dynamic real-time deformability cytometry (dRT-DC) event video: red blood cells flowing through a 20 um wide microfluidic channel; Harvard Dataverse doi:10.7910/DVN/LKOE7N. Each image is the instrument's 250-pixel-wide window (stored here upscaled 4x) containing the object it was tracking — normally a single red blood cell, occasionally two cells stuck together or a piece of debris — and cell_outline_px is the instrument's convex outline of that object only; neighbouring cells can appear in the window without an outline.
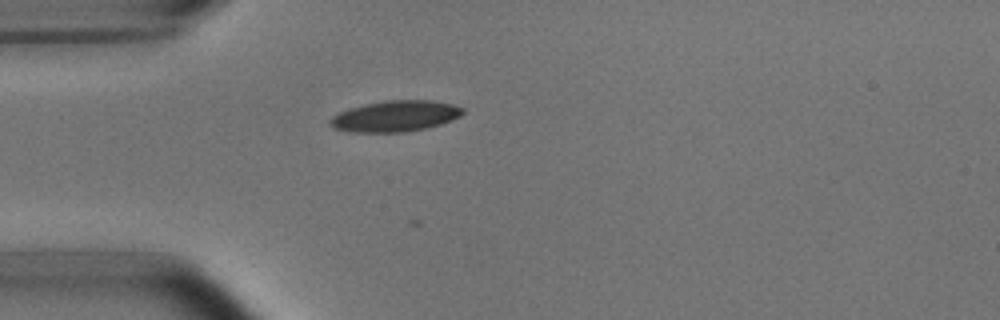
{"species": "common noctule bat (a hibernating species)", "species_latin": "Nyctalus noctula", "temperature_condition": "room temperature", "stored_images_in_passage": 17, "camera_frame_rate_fps": 3000, "um_per_image_px": 0.085, "animal": {"sex": "male", "body_mass_g": 15.6}, "frame": {"image": 1, "passage_image": 1, "time_ms": 0.0, "image_size_px": [1000, 320], "cell_outline_px": [[464, 112], [460, 116], [452, 120], [440, 124], [424, 128], [404, 132], [352, 132], [336, 128], [328, 124], [328, 120], [332, 116], [340, 112], [364, 104], [384, 100], [432, 100], [452, 104], [464, 108]], "centroid_in_image_um": [33.6, 9.86], "position_along_channel_um": 51.4, "area_um2": 23.87}}
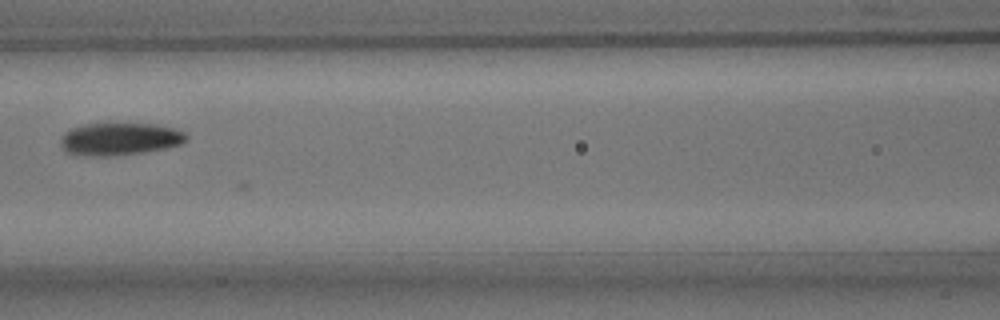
{"frame": {"image": 2, "passage_image": 10, "time_ms": 3.0, "image_size_px": [1000, 320], "cell_outline_px": [[188, 136], [180, 144], [164, 148], [144, 152], [112, 156], [76, 156], [68, 152], [60, 144], [60, 140], [64, 132], [72, 128], [84, 124], [152, 124], [172, 128], [184, 132]], "centroid_in_image_um": [10.12, 11.83], "position_along_channel_um": 156.5, "area_um2": 23.64}}
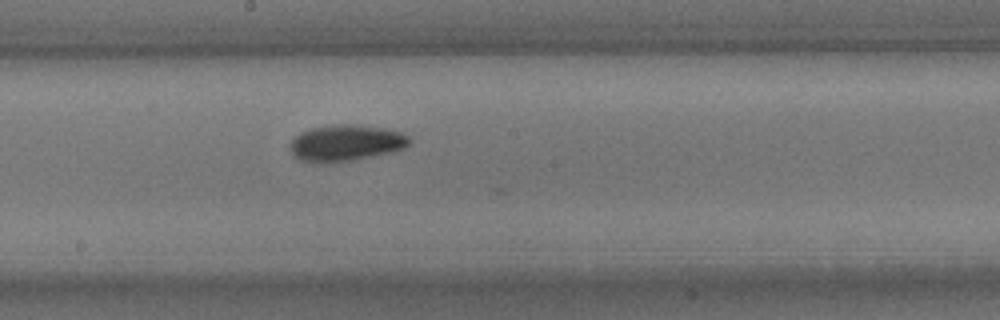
{"frame": {"image": 3, "passage_image": 15, "time_ms": 4.667, "image_size_px": [1000, 320], "cell_outline_px": [[412, 140], [404, 148], [356, 160], [324, 164], [316, 164], [300, 160], [292, 156], [288, 148], [288, 144], [300, 132], [312, 128], [332, 124], [352, 124], [380, 128], [400, 132], [408, 136]], "centroid_in_image_um": [29.3, 12.18], "position_along_channel_um": 218.9, "area_um2": 25.55}}